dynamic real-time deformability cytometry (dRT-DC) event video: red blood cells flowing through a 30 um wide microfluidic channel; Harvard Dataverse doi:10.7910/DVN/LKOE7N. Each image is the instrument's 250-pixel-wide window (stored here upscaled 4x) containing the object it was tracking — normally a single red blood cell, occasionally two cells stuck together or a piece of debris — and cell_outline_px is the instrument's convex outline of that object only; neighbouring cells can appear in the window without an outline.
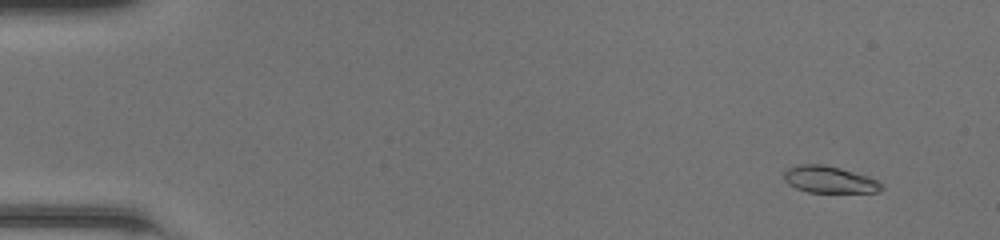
{"species": "common noctule bat (a hibernating species)", "species_latin": "Nyctalus noctula", "temperature_condition": "room temperature", "stored_images_in_passage": 17, "camera_frame_rate_fps": 3000, "um_per_image_px": 0.085, "animal": {"sex": "female", "body_mass_g": 20.0, "forearm_length_mm": 54.0}, "frame": {"image": 1, "passage_image": 5, "time_ms": 1.333, "image_size_px": [1000, 240], "cell_outline_px": [[884, 188], [880, 192], [808, 192], [796, 188], [788, 184], [784, 180], [784, 172], [788, 168], [796, 164], [824, 164], [840, 168], [868, 176], [884, 184]], "centroid_in_image_um": [70.5, 15.26], "position_along_channel_um": 14.5, "area_um2": 15.37}}
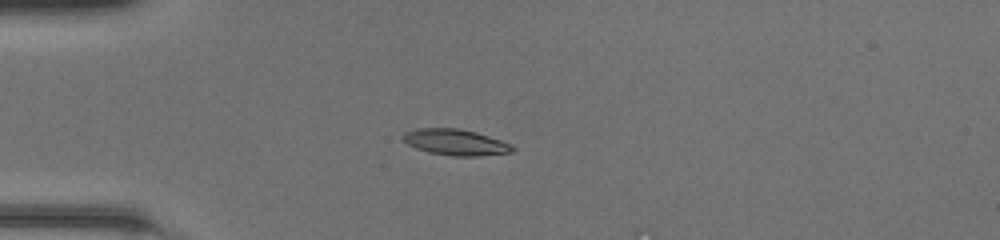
{"frame": {"image": 2, "passage_image": 15, "time_ms": 4.667, "image_size_px": [1000, 240], "cell_outline_px": [[516, 148], [512, 152], [476, 156], [452, 156], [428, 152], [416, 148], [408, 144], [404, 140], [404, 132], [416, 128], [460, 128], [476, 132], [512, 144]], "centroid_in_image_um": [38.73, 12.09], "position_along_channel_um": 46.3, "area_um2": 16.59}}